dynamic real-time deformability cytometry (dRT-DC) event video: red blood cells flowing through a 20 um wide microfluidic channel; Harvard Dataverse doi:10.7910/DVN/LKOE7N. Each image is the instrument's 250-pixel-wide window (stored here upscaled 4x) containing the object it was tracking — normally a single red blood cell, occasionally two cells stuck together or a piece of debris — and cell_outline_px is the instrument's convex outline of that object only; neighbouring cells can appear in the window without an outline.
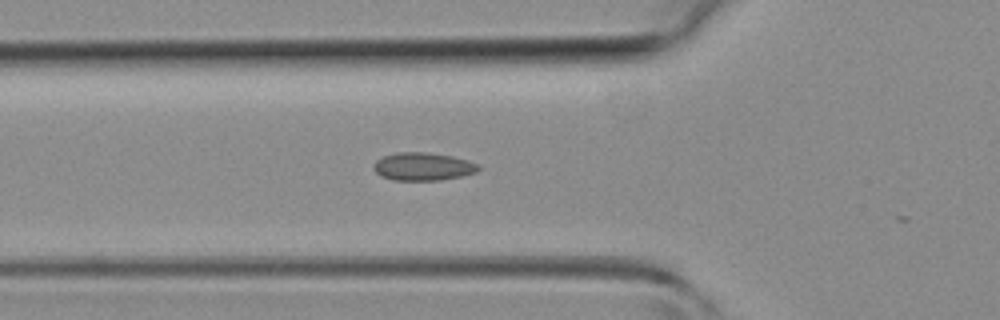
{"species": "common noctule bat (a hibernating species)", "species_latin": "Nyctalus noctula", "temperature_condition": "room temperature", "stored_images_in_passage": 3, "camera_frame_rate_fps": 3000, "um_per_image_px": 0.085, "animal": {"sex": "female", "body_mass_g": 19.3, "forearm_length_mm": 54.1}, "frame": {"image": 1, "passage_image": 2, "time_ms": 0.333, "image_size_px": [1000, 320], "cell_outline_px": [[480, 168], [476, 172], [460, 176], [440, 180], [392, 180], [380, 176], [372, 168], [376, 160], [384, 156], [396, 152], [428, 152], [452, 156], [468, 160], [480, 164]], "centroid_in_image_um": [35.94, 14.15], "position_along_channel_um": 89.9, "area_um2": 17.17}}